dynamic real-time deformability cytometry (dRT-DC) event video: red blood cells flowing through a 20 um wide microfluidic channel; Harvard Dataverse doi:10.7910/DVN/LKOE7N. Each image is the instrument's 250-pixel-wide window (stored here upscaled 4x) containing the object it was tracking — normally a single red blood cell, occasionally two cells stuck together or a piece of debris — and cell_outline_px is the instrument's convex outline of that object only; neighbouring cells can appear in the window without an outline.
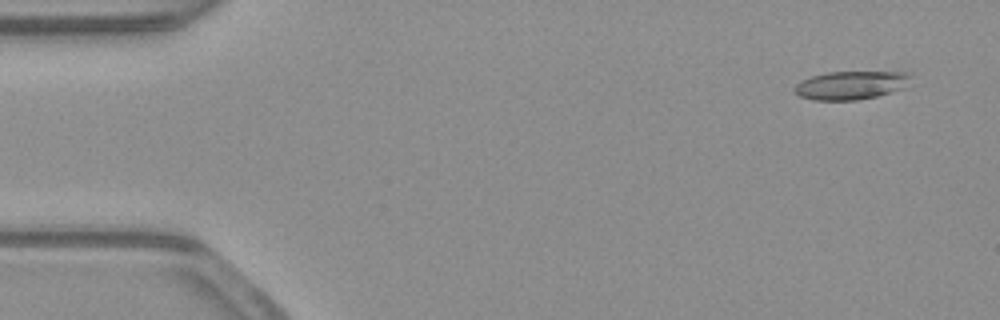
{"species": "common noctule bat (a hibernating species)", "species_latin": "Nyctalus noctula", "temperature_condition": "warm", "stored_images_in_passage": 52, "camera_frame_rate_fps": 3000, "um_per_image_px": 0.085, "animal": {"sex": "male", "body_mass_g": 23.1, "forearm_length_mm": 52.7}, "frame": {"image": 1, "passage_image": 3, "time_ms": 0.667, "image_size_px": [1000, 320], "cell_outline_px": [[912, 76], [904, 88], [876, 96], [856, 100], [812, 100], [800, 96], [792, 92], [792, 88], [796, 84], [812, 76], [828, 72], [908, 72]], "centroid_in_image_um": [72.3, 7.24], "position_along_channel_um": 12.7, "area_um2": 19.19}}
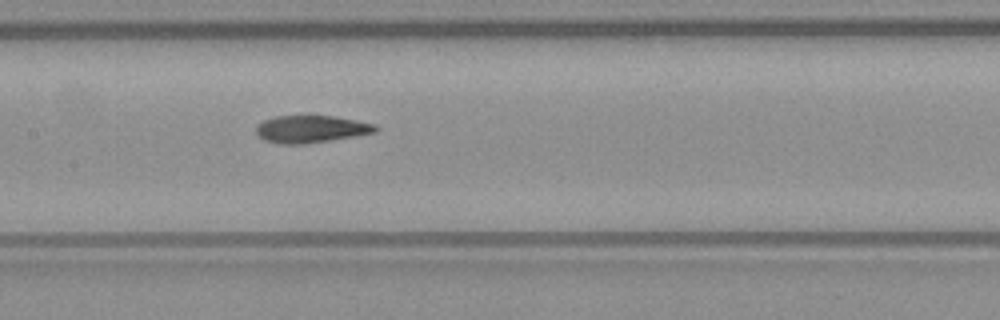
{"frame": {"image": 2, "passage_image": 25, "time_ms": 8.0, "image_size_px": [1000, 320], "cell_outline_px": [[380, 128], [376, 132], [356, 136], [300, 144], [280, 144], [264, 140], [256, 132], [256, 128], [264, 120], [276, 116], [332, 116], [356, 120], [376, 124]], "centroid_in_image_um": [26.48, 10.97], "position_along_channel_um": 180.9, "area_um2": 18.79}}
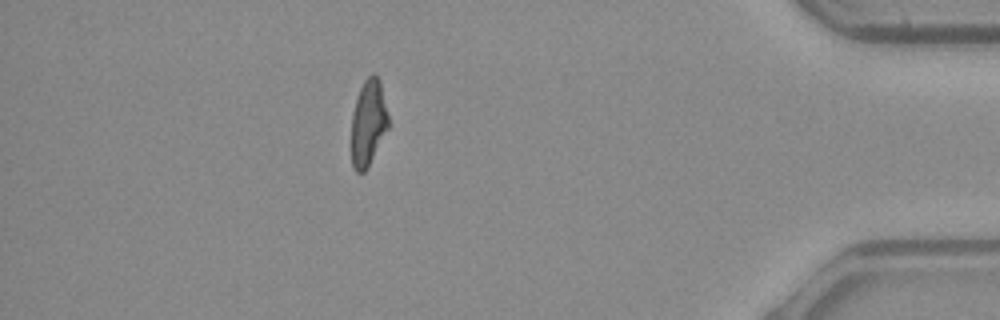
{"frame": {"image": 3, "passage_image": 46, "time_ms": 15.0, "image_size_px": [1000, 320], "cell_outline_px": [[388, 128], [368, 168], [364, 172], [356, 172], [352, 168], [352, 112], [356, 96], [364, 80], [372, 72], [380, 80], [388, 116]], "centroid_in_image_um": [31.29, 10.44], "position_along_channel_um": 403.9, "area_um2": 18.61}, "authors_computed_cell_mechanics": {"area_um2": 19.7098, "velocity_mm_per_s": 3.9194, "shape_relaxation_time_tau1_ms": null, "shape_relaxation_time_tau2_ms": 2.173, "deformation_change_tau1": null, "deformation_change_tau2": 0.1008}}